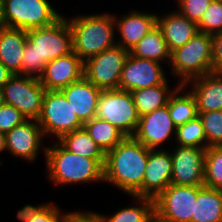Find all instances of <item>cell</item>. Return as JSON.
<instances>
[{"label": "cell", "instance_id": "obj_24", "mask_svg": "<svg viewBox=\"0 0 222 222\" xmlns=\"http://www.w3.org/2000/svg\"><path fill=\"white\" fill-rule=\"evenodd\" d=\"M179 85L177 83L176 87L170 90L168 80H166L163 84L130 91L138 115L143 116L166 106L170 95Z\"/></svg>", "mask_w": 222, "mask_h": 222}, {"label": "cell", "instance_id": "obj_16", "mask_svg": "<svg viewBox=\"0 0 222 222\" xmlns=\"http://www.w3.org/2000/svg\"><path fill=\"white\" fill-rule=\"evenodd\" d=\"M39 122L27 119L6 133V150L17 158L35 161L44 139Z\"/></svg>", "mask_w": 222, "mask_h": 222}, {"label": "cell", "instance_id": "obj_42", "mask_svg": "<svg viewBox=\"0 0 222 222\" xmlns=\"http://www.w3.org/2000/svg\"><path fill=\"white\" fill-rule=\"evenodd\" d=\"M147 222H169V221H166V220L160 218V217L154 212V214L148 219Z\"/></svg>", "mask_w": 222, "mask_h": 222}, {"label": "cell", "instance_id": "obj_6", "mask_svg": "<svg viewBox=\"0 0 222 222\" xmlns=\"http://www.w3.org/2000/svg\"><path fill=\"white\" fill-rule=\"evenodd\" d=\"M27 35L38 53L39 77L49 61L73 52V35L64 16L50 26L28 30Z\"/></svg>", "mask_w": 222, "mask_h": 222}, {"label": "cell", "instance_id": "obj_25", "mask_svg": "<svg viewBox=\"0 0 222 222\" xmlns=\"http://www.w3.org/2000/svg\"><path fill=\"white\" fill-rule=\"evenodd\" d=\"M129 53L137 58L159 63L167 60V64H170L171 61V53L168 50L166 40L157 26L146 34Z\"/></svg>", "mask_w": 222, "mask_h": 222}, {"label": "cell", "instance_id": "obj_9", "mask_svg": "<svg viewBox=\"0 0 222 222\" xmlns=\"http://www.w3.org/2000/svg\"><path fill=\"white\" fill-rule=\"evenodd\" d=\"M2 90L6 104L18 109L26 119L38 120L46 92L38 78L15 74Z\"/></svg>", "mask_w": 222, "mask_h": 222}, {"label": "cell", "instance_id": "obj_22", "mask_svg": "<svg viewBox=\"0 0 222 222\" xmlns=\"http://www.w3.org/2000/svg\"><path fill=\"white\" fill-rule=\"evenodd\" d=\"M28 40L27 31L4 27L0 30V62L12 74L22 71V57Z\"/></svg>", "mask_w": 222, "mask_h": 222}, {"label": "cell", "instance_id": "obj_38", "mask_svg": "<svg viewBox=\"0 0 222 222\" xmlns=\"http://www.w3.org/2000/svg\"><path fill=\"white\" fill-rule=\"evenodd\" d=\"M57 222H98L97 212H62Z\"/></svg>", "mask_w": 222, "mask_h": 222}, {"label": "cell", "instance_id": "obj_3", "mask_svg": "<svg viewBox=\"0 0 222 222\" xmlns=\"http://www.w3.org/2000/svg\"><path fill=\"white\" fill-rule=\"evenodd\" d=\"M67 20L73 35V52L83 62L117 45L113 14H86Z\"/></svg>", "mask_w": 222, "mask_h": 222}, {"label": "cell", "instance_id": "obj_43", "mask_svg": "<svg viewBox=\"0 0 222 222\" xmlns=\"http://www.w3.org/2000/svg\"><path fill=\"white\" fill-rule=\"evenodd\" d=\"M5 27L4 22H3V18H2V3L0 0V30L3 29Z\"/></svg>", "mask_w": 222, "mask_h": 222}, {"label": "cell", "instance_id": "obj_35", "mask_svg": "<svg viewBox=\"0 0 222 222\" xmlns=\"http://www.w3.org/2000/svg\"><path fill=\"white\" fill-rule=\"evenodd\" d=\"M178 12L184 17H187L190 21L196 24L201 20L202 15L206 12L210 6L212 0H177Z\"/></svg>", "mask_w": 222, "mask_h": 222}, {"label": "cell", "instance_id": "obj_2", "mask_svg": "<svg viewBox=\"0 0 222 222\" xmlns=\"http://www.w3.org/2000/svg\"><path fill=\"white\" fill-rule=\"evenodd\" d=\"M49 178L53 184L104 182L105 159L78 156L67 150L59 141L43 148Z\"/></svg>", "mask_w": 222, "mask_h": 222}, {"label": "cell", "instance_id": "obj_30", "mask_svg": "<svg viewBox=\"0 0 222 222\" xmlns=\"http://www.w3.org/2000/svg\"><path fill=\"white\" fill-rule=\"evenodd\" d=\"M175 137L178 141L176 145L207 149V139L199 116L176 127Z\"/></svg>", "mask_w": 222, "mask_h": 222}, {"label": "cell", "instance_id": "obj_5", "mask_svg": "<svg viewBox=\"0 0 222 222\" xmlns=\"http://www.w3.org/2000/svg\"><path fill=\"white\" fill-rule=\"evenodd\" d=\"M5 27L25 31L47 27L63 15L48 0H1Z\"/></svg>", "mask_w": 222, "mask_h": 222}, {"label": "cell", "instance_id": "obj_27", "mask_svg": "<svg viewBox=\"0 0 222 222\" xmlns=\"http://www.w3.org/2000/svg\"><path fill=\"white\" fill-rule=\"evenodd\" d=\"M83 128L105 153L116 147L126 137L111 123L97 117L84 123Z\"/></svg>", "mask_w": 222, "mask_h": 222}, {"label": "cell", "instance_id": "obj_37", "mask_svg": "<svg viewBox=\"0 0 222 222\" xmlns=\"http://www.w3.org/2000/svg\"><path fill=\"white\" fill-rule=\"evenodd\" d=\"M19 75L39 78L38 53L34 45L27 40L22 57V71Z\"/></svg>", "mask_w": 222, "mask_h": 222}, {"label": "cell", "instance_id": "obj_32", "mask_svg": "<svg viewBox=\"0 0 222 222\" xmlns=\"http://www.w3.org/2000/svg\"><path fill=\"white\" fill-rule=\"evenodd\" d=\"M57 205L45 203L37 206L25 205L17 212L22 222H57L61 214Z\"/></svg>", "mask_w": 222, "mask_h": 222}, {"label": "cell", "instance_id": "obj_11", "mask_svg": "<svg viewBox=\"0 0 222 222\" xmlns=\"http://www.w3.org/2000/svg\"><path fill=\"white\" fill-rule=\"evenodd\" d=\"M200 186L170 184L155 200L154 212L169 222H191Z\"/></svg>", "mask_w": 222, "mask_h": 222}, {"label": "cell", "instance_id": "obj_1", "mask_svg": "<svg viewBox=\"0 0 222 222\" xmlns=\"http://www.w3.org/2000/svg\"><path fill=\"white\" fill-rule=\"evenodd\" d=\"M149 151L133 136H126L106 152L104 181L133 196L143 185Z\"/></svg>", "mask_w": 222, "mask_h": 222}, {"label": "cell", "instance_id": "obj_23", "mask_svg": "<svg viewBox=\"0 0 222 222\" xmlns=\"http://www.w3.org/2000/svg\"><path fill=\"white\" fill-rule=\"evenodd\" d=\"M191 222H222V190L200 186Z\"/></svg>", "mask_w": 222, "mask_h": 222}, {"label": "cell", "instance_id": "obj_17", "mask_svg": "<svg viewBox=\"0 0 222 222\" xmlns=\"http://www.w3.org/2000/svg\"><path fill=\"white\" fill-rule=\"evenodd\" d=\"M84 76V62L74 52L49 61L38 78L46 90H61Z\"/></svg>", "mask_w": 222, "mask_h": 222}, {"label": "cell", "instance_id": "obj_20", "mask_svg": "<svg viewBox=\"0 0 222 222\" xmlns=\"http://www.w3.org/2000/svg\"><path fill=\"white\" fill-rule=\"evenodd\" d=\"M192 85L190 92L194 95L198 112L222 110V74L209 73L187 81Z\"/></svg>", "mask_w": 222, "mask_h": 222}, {"label": "cell", "instance_id": "obj_12", "mask_svg": "<svg viewBox=\"0 0 222 222\" xmlns=\"http://www.w3.org/2000/svg\"><path fill=\"white\" fill-rule=\"evenodd\" d=\"M206 149L177 145L172 157L171 184L204 186Z\"/></svg>", "mask_w": 222, "mask_h": 222}, {"label": "cell", "instance_id": "obj_14", "mask_svg": "<svg viewBox=\"0 0 222 222\" xmlns=\"http://www.w3.org/2000/svg\"><path fill=\"white\" fill-rule=\"evenodd\" d=\"M172 157L170 151L150 149L142 187L133 195L155 200L170 184Z\"/></svg>", "mask_w": 222, "mask_h": 222}, {"label": "cell", "instance_id": "obj_8", "mask_svg": "<svg viewBox=\"0 0 222 222\" xmlns=\"http://www.w3.org/2000/svg\"><path fill=\"white\" fill-rule=\"evenodd\" d=\"M95 117L106 120L125 136H133L139 118L130 91L103 90L98 99Z\"/></svg>", "mask_w": 222, "mask_h": 222}, {"label": "cell", "instance_id": "obj_21", "mask_svg": "<svg viewBox=\"0 0 222 222\" xmlns=\"http://www.w3.org/2000/svg\"><path fill=\"white\" fill-rule=\"evenodd\" d=\"M157 27L161 30L170 53L184 46L198 32L197 24L178 11L157 16Z\"/></svg>", "mask_w": 222, "mask_h": 222}, {"label": "cell", "instance_id": "obj_18", "mask_svg": "<svg viewBox=\"0 0 222 222\" xmlns=\"http://www.w3.org/2000/svg\"><path fill=\"white\" fill-rule=\"evenodd\" d=\"M157 14L133 10L119 19L114 15L115 28L121 35L117 45L130 51L146 34L157 26Z\"/></svg>", "mask_w": 222, "mask_h": 222}, {"label": "cell", "instance_id": "obj_39", "mask_svg": "<svg viewBox=\"0 0 222 222\" xmlns=\"http://www.w3.org/2000/svg\"><path fill=\"white\" fill-rule=\"evenodd\" d=\"M213 72L222 74V33L212 35Z\"/></svg>", "mask_w": 222, "mask_h": 222}, {"label": "cell", "instance_id": "obj_34", "mask_svg": "<svg viewBox=\"0 0 222 222\" xmlns=\"http://www.w3.org/2000/svg\"><path fill=\"white\" fill-rule=\"evenodd\" d=\"M198 31L209 35L222 33V0H212L201 20L197 23Z\"/></svg>", "mask_w": 222, "mask_h": 222}, {"label": "cell", "instance_id": "obj_31", "mask_svg": "<svg viewBox=\"0 0 222 222\" xmlns=\"http://www.w3.org/2000/svg\"><path fill=\"white\" fill-rule=\"evenodd\" d=\"M204 185L222 190V146L206 149Z\"/></svg>", "mask_w": 222, "mask_h": 222}, {"label": "cell", "instance_id": "obj_40", "mask_svg": "<svg viewBox=\"0 0 222 222\" xmlns=\"http://www.w3.org/2000/svg\"><path fill=\"white\" fill-rule=\"evenodd\" d=\"M14 74H12L7 67L0 62V88L2 89V87L4 86V84L13 76Z\"/></svg>", "mask_w": 222, "mask_h": 222}, {"label": "cell", "instance_id": "obj_41", "mask_svg": "<svg viewBox=\"0 0 222 222\" xmlns=\"http://www.w3.org/2000/svg\"><path fill=\"white\" fill-rule=\"evenodd\" d=\"M6 150V134L0 131V152Z\"/></svg>", "mask_w": 222, "mask_h": 222}, {"label": "cell", "instance_id": "obj_33", "mask_svg": "<svg viewBox=\"0 0 222 222\" xmlns=\"http://www.w3.org/2000/svg\"><path fill=\"white\" fill-rule=\"evenodd\" d=\"M207 139V148L222 146V110L198 112Z\"/></svg>", "mask_w": 222, "mask_h": 222}, {"label": "cell", "instance_id": "obj_4", "mask_svg": "<svg viewBox=\"0 0 222 222\" xmlns=\"http://www.w3.org/2000/svg\"><path fill=\"white\" fill-rule=\"evenodd\" d=\"M172 71L180 85L213 72L212 36L197 32L184 46L171 53Z\"/></svg>", "mask_w": 222, "mask_h": 222}, {"label": "cell", "instance_id": "obj_19", "mask_svg": "<svg viewBox=\"0 0 222 222\" xmlns=\"http://www.w3.org/2000/svg\"><path fill=\"white\" fill-rule=\"evenodd\" d=\"M61 91L83 124L95 117L101 89L83 76Z\"/></svg>", "mask_w": 222, "mask_h": 222}, {"label": "cell", "instance_id": "obj_28", "mask_svg": "<svg viewBox=\"0 0 222 222\" xmlns=\"http://www.w3.org/2000/svg\"><path fill=\"white\" fill-rule=\"evenodd\" d=\"M67 150L78 156L105 159L106 153L91 139L84 128L65 134L58 140Z\"/></svg>", "mask_w": 222, "mask_h": 222}, {"label": "cell", "instance_id": "obj_44", "mask_svg": "<svg viewBox=\"0 0 222 222\" xmlns=\"http://www.w3.org/2000/svg\"><path fill=\"white\" fill-rule=\"evenodd\" d=\"M3 90L0 88V107L4 104Z\"/></svg>", "mask_w": 222, "mask_h": 222}, {"label": "cell", "instance_id": "obj_15", "mask_svg": "<svg viewBox=\"0 0 222 222\" xmlns=\"http://www.w3.org/2000/svg\"><path fill=\"white\" fill-rule=\"evenodd\" d=\"M176 126L170 117L168 106L156 109L140 116L133 137L149 149H159V146L175 136Z\"/></svg>", "mask_w": 222, "mask_h": 222}, {"label": "cell", "instance_id": "obj_7", "mask_svg": "<svg viewBox=\"0 0 222 222\" xmlns=\"http://www.w3.org/2000/svg\"><path fill=\"white\" fill-rule=\"evenodd\" d=\"M37 121L44 136L54 135L57 141L65 134L83 128V123L61 90H46L42 110Z\"/></svg>", "mask_w": 222, "mask_h": 222}, {"label": "cell", "instance_id": "obj_29", "mask_svg": "<svg viewBox=\"0 0 222 222\" xmlns=\"http://www.w3.org/2000/svg\"><path fill=\"white\" fill-rule=\"evenodd\" d=\"M140 204L122 208L111 216L97 213L98 222H147L154 214V200L150 198L131 196Z\"/></svg>", "mask_w": 222, "mask_h": 222}, {"label": "cell", "instance_id": "obj_10", "mask_svg": "<svg viewBox=\"0 0 222 222\" xmlns=\"http://www.w3.org/2000/svg\"><path fill=\"white\" fill-rule=\"evenodd\" d=\"M128 55L129 51L119 45L106 49L84 62V77L102 91L119 89Z\"/></svg>", "mask_w": 222, "mask_h": 222}, {"label": "cell", "instance_id": "obj_36", "mask_svg": "<svg viewBox=\"0 0 222 222\" xmlns=\"http://www.w3.org/2000/svg\"><path fill=\"white\" fill-rule=\"evenodd\" d=\"M26 117L14 106L4 103L0 107V131L5 134L23 123Z\"/></svg>", "mask_w": 222, "mask_h": 222}, {"label": "cell", "instance_id": "obj_13", "mask_svg": "<svg viewBox=\"0 0 222 222\" xmlns=\"http://www.w3.org/2000/svg\"><path fill=\"white\" fill-rule=\"evenodd\" d=\"M161 64L129 53L122 69L119 89L133 91L163 84L167 77Z\"/></svg>", "mask_w": 222, "mask_h": 222}, {"label": "cell", "instance_id": "obj_26", "mask_svg": "<svg viewBox=\"0 0 222 222\" xmlns=\"http://www.w3.org/2000/svg\"><path fill=\"white\" fill-rule=\"evenodd\" d=\"M185 85H179L170 95L167 106L173 124L178 127L198 116L197 103L194 95L189 91L185 92ZM184 90V91H183ZM183 91V92H182ZM183 93L182 95H180Z\"/></svg>", "mask_w": 222, "mask_h": 222}]
</instances>
